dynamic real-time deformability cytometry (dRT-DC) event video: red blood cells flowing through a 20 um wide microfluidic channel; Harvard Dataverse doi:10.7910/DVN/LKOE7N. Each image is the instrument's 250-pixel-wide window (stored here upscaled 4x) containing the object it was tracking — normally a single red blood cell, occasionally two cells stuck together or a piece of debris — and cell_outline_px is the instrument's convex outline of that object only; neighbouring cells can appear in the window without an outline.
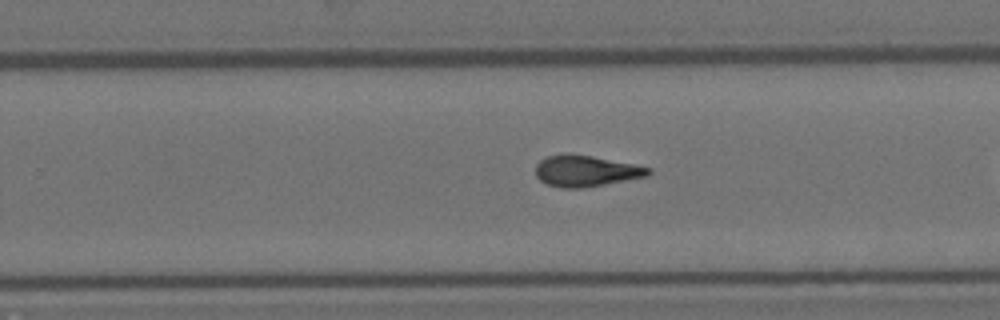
{"species": "Egyptian fruit bat (a non-hibernating species)", "species_latin": "Rousettus aegyptiacus", "temperature_condition": "room temperature", "stored_images_in_passage": 28, "camera_frame_rate_fps": 3000, "um_per_image_px": 0.085, "animal": {"sex": "female"}, "frame": {"image": 1, "passage_image": 20, "time_ms": 6.333, "image_size_px": [1000, 320], "cell_outline_px": [[652, 172], [648, 176], [604, 184], [580, 188], [560, 188], [548, 184], [540, 180], [536, 176], [536, 164], [540, 160], [548, 156], [592, 156], [652, 168]], "centroid_in_image_um": [49.82, 14.56], "position_along_channel_um": 280.0, "area_um2": 19.83}}